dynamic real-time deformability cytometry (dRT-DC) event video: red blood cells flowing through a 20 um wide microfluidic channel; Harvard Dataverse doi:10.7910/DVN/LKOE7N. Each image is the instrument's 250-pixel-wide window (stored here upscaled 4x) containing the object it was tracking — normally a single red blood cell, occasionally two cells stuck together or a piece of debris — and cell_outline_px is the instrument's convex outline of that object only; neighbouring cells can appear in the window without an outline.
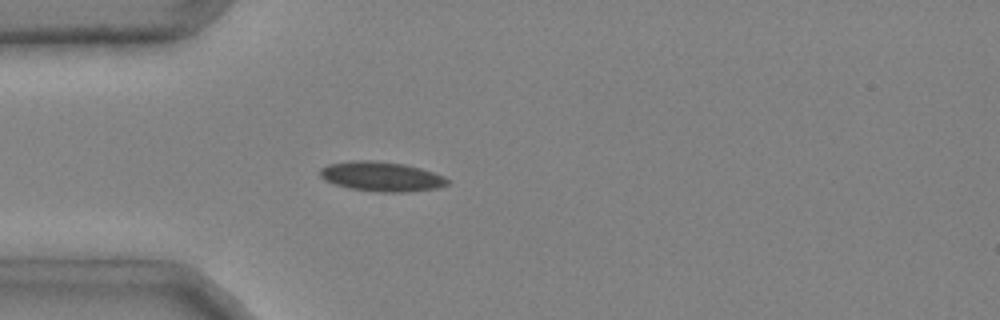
{"species": "common noctule bat (a hibernating species)", "species_latin": "Nyctalus noctula", "temperature_condition": "cold", "stored_images_in_passage": 43, "camera_frame_rate_fps": 3000, "um_per_image_px": 0.085, "animal": {"sex": "male", "body_mass_g": 20.4}, "frame": {"image": 1, "passage_image": 9, "time_ms": 2.667, "image_size_px": [1000, 320], "cell_outline_px": [[452, 180], [448, 184], [436, 188], [408, 192], [380, 192], [348, 188], [324, 180], [320, 176], [320, 168], [328, 164], [352, 160], [372, 160], [404, 164], [420, 168], [444, 176]], "centroid_in_image_um": [32.43, 15.0], "position_along_channel_um": 52.6, "area_um2": 22.08}}
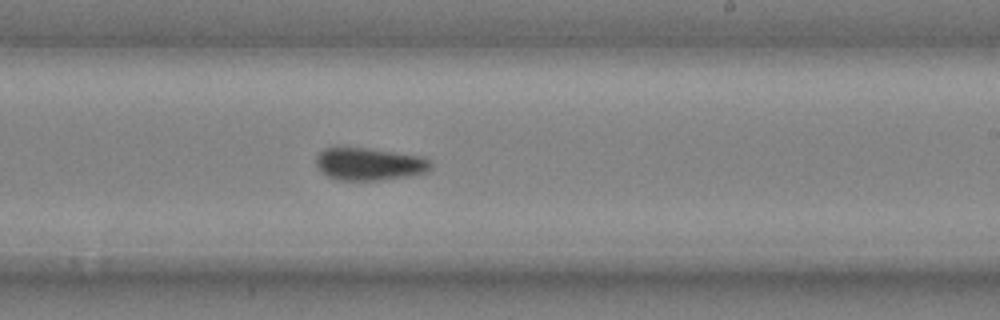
{"frame": {"image": 2, "passage_image": 25, "time_ms": 8.0, "image_size_px": [1000, 320], "cell_outline_px": [[432, 168], [428, 172], [408, 176], [380, 180], [336, 180], [328, 176], [316, 164], [316, 156], [324, 148], [336, 144], [368, 148], [420, 156], [432, 160]], "centroid_in_image_um": [31.37, 13.9], "position_along_channel_um": 257.6, "area_um2": 22.31}}
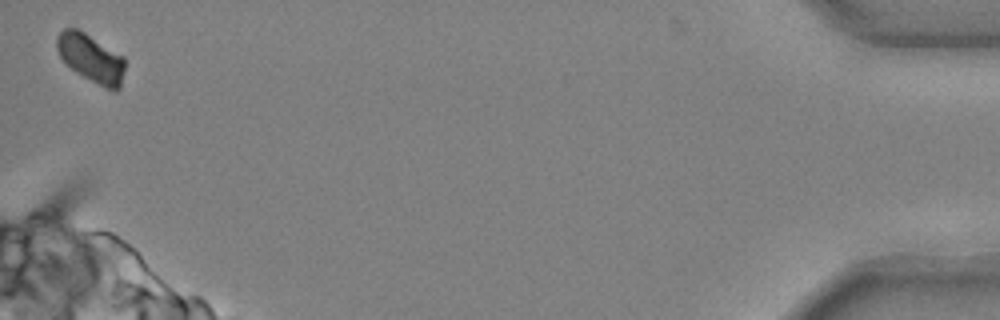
{"frame": {"image": 3, "passage_image": 43, "time_ms": 14.0, "image_size_px": [1000, 320], "cell_outline_px": [[124, 72], [120, 88], [116, 92], [104, 88], [76, 72], [60, 56], [56, 48], [56, 36], [64, 28], [76, 28], [84, 32], [124, 56]], "centroid_in_image_um": [7.75, 4.95], "position_along_channel_um": 427.4, "area_um2": 19.07}, "authors_computed_cell_mechanics": {"area_um2": 21.5016, "velocity_mm_per_s": 3.9835, "shape_relaxation_time_tau1_ms": 7.735, "shape_relaxation_time_tau2_ms": 3.7114, "deformation_change_tau1": 0.135, "deformation_change_tau2": 0.0753}}